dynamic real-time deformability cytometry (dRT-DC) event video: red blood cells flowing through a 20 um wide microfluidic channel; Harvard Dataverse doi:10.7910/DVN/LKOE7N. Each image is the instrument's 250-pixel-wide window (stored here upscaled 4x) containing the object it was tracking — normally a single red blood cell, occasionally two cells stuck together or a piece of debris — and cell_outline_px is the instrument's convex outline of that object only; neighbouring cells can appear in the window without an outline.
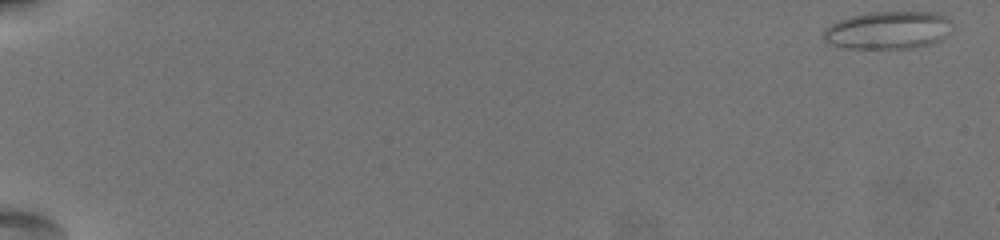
{"species": "common noctule bat (a hibernating species)", "species_latin": "Nyctalus noctula", "temperature_condition": "warm", "stored_images_in_passage": 61, "camera_frame_rate_fps": 3000, "um_per_image_px": 0.085, "animal": {"sex": "female", "body_mass_g": 19.5, "forearm_length_mm": 54.1}, "frame": {"image": 1, "passage_image": 1, "time_ms": 0.0, "image_size_px": [1000, 240], "cell_outline_px": [[952, 20], [944, 36], [940, 40], [928, 44], [912, 48], [844, 48], [828, 44], [824, 40], [824, 28], [840, 20], [852, 16], [868, 12], [936, 12]], "centroid_in_image_um": [75.44, 2.56], "position_along_channel_um": 9.6, "area_um2": 28.09}}
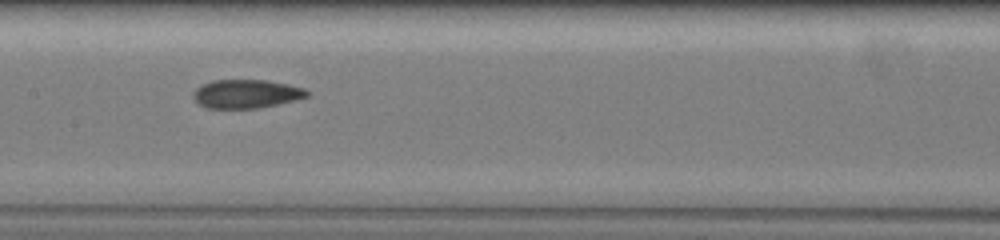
{"frame": {"image": 2, "passage_image": 34, "time_ms": 11.0, "image_size_px": [1000, 240], "cell_outline_px": [[308, 96], [296, 100], [260, 108], [204, 108], [192, 96], [192, 92], [200, 84], [212, 80], [264, 80], [288, 84], [304, 88], [308, 92]], "centroid_in_image_um": [20.9, 7.97], "position_along_channel_um": 186.5, "area_um2": 19.07}}
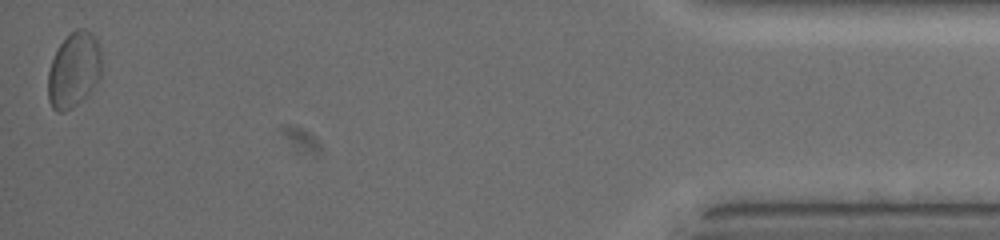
{"frame": {"image": 3, "passage_image": 61, "time_ms": 20.0, "image_size_px": [1000, 240], "cell_outline_px": [[100, 76], [96, 84], [76, 104], [64, 112], [56, 112], [52, 108], [48, 100], [48, 72], [56, 48], [76, 28], [84, 28], [96, 40], [100, 48]], "centroid_in_image_um": [6.24, 5.95], "position_along_channel_um": 429.0, "area_um2": 23.12}, "authors_computed_cell_mechanics": {"area_um2": 19.7098, "velocity_mm_per_s": 3.5266, "shape_relaxation_time_tau1_ms": 3.7274, "shape_relaxation_time_tau2_ms": 2.4598, "deformation_change_tau1": 0.1105, "deformation_change_tau2": 0.0866}}